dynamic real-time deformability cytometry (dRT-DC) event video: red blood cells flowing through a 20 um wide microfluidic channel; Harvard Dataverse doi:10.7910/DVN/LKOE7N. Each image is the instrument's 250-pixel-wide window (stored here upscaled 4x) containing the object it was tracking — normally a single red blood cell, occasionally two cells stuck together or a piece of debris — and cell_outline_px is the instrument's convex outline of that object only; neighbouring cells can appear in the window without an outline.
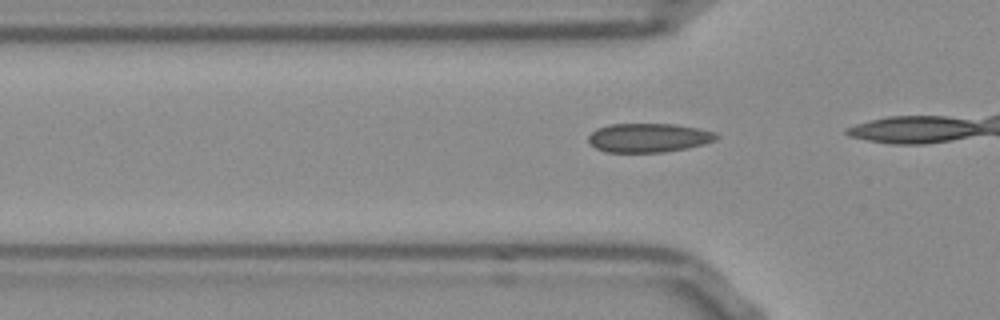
{"species": "Egyptian fruit bat (a non-hibernating species)", "species_latin": "Rousettus aegyptiacus", "temperature_condition": "room temperature", "stored_images_in_passage": 12, "camera_frame_rate_fps": 3000, "um_per_image_px": 0.085, "frame": {"image": 1, "passage_image": 9, "time_ms": 2.667, "image_size_px": [1000, 320], "cell_outline_px": [[720, 136], [716, 140], [704, 144], [688, 148], [664, 152], [604, 152], [596, 148], [588, 140], [588, 136], [596, 128], [608, 124], [676, 124], [700, 128], [716, 132]], "centroid_in_image_um": [55.16, 11.7], "position_along_channel_um": 70.6, "area_um2": 21.85}}